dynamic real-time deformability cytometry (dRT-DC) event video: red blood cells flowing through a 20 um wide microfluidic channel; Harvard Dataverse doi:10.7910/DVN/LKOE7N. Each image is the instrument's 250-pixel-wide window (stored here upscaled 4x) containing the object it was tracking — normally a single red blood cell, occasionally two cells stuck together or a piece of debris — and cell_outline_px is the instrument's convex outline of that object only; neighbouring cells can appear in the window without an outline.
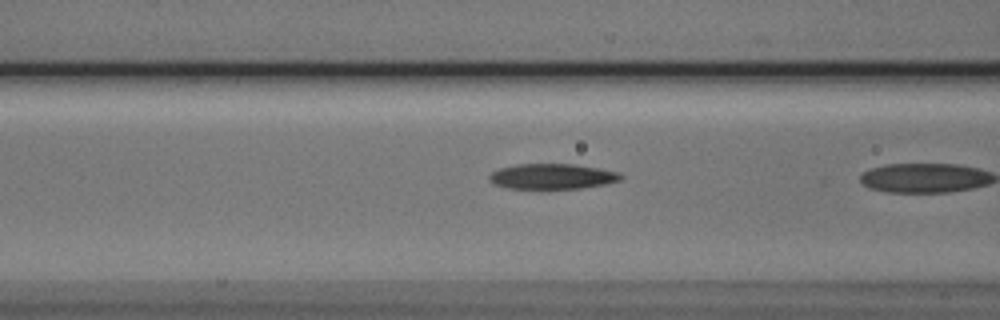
{"species": "Egyptian fruit bat (a non-hibernating species)", "species_latin": "Rousettus aegyptiacus", "temperature_condition": "cold", "stored_images_in_passage": 7, "camera_frame_rate_fps": 3000, "um_per_image_px": 0.085, "animal": {"sex": "male"}, "frame": {"image": 1, "passage_image": 6, "time_ms": 1.667, "image_size_px": [1000, 320], "cell_outline_px": [[624, 176], [620, 180], [604, 184], [580, 188], [548, 192], [540, 192], [508, 188], [492, 184], [488, 180], [488, 176], [492, 172], [500, 168], [516, 164], [576, 164], [600, 168], [620, 172]], "centroid_in_image_um": [46.89, 15.05], "position_along_channel_um": 119.7, "area_um2": 20.63}}